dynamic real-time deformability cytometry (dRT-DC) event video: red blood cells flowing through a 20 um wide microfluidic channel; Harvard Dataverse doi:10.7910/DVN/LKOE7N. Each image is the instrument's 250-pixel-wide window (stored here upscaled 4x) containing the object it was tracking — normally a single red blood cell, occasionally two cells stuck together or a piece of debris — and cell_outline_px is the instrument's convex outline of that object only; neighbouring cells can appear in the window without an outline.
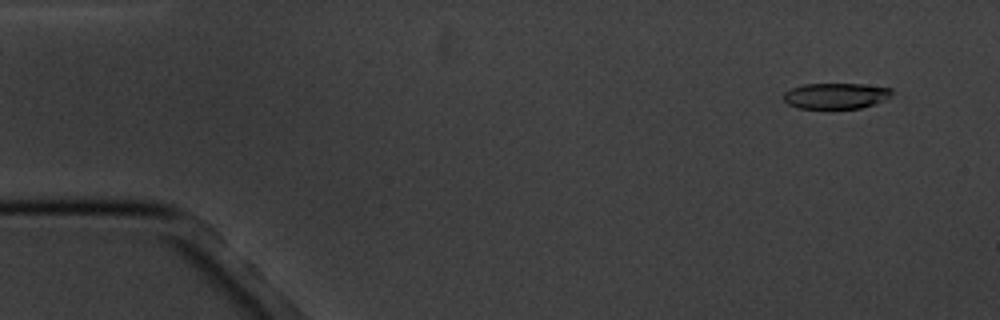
{"species": "common noctule bat (a hibernating species)", "species_latin": "Nyctalus noctula", "temperature_condition": "cold", "stored_images_in_passage": 17, "camera_frame_rate_fps": 3000, "um_per_image_px": 0.085, "animal": {"sex": "male", "body_mass_g": 20.1, "forearm_length_mm": 53.5}, "frame": {"image": 1, "passage_image": 2, "time_ms": 1.0, "image_size_px": [1000, 320], "cell_outline_px": [[892, 92], [888, 100], [876, 104], [860, 108], [800, 108], [788, 104], [784, 100], [784, 92], [792, 88], [804, 84], [860, 84], [892, 88]], "centroid_in_image_um": [71.09, 8.15], "position_along_channel_um": 13.9, "area_um2": 16.3}}
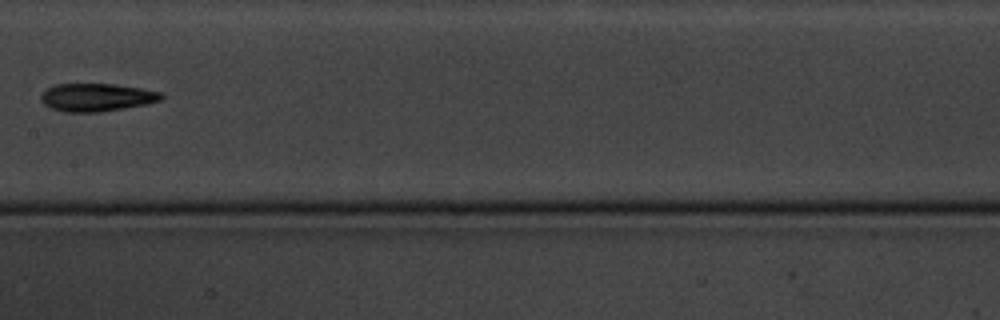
{"frame": {"image": 2, "passage_image": 9, "time_ms": 9.333, "image_size_px": [1000, 320], "cell_outline_px": [[164, 96], [160, 100], [148, 104], [100, 112], [64, 112], [52, 108], [44, 104], [40, 100], [40, 96], [48, 88], [56, 84], [116, 84], [164, 92]], "centroid_in_image_um": [8.25, 8.27], "position_along_channel_um": 199.2, "area_um2": 19.65}}
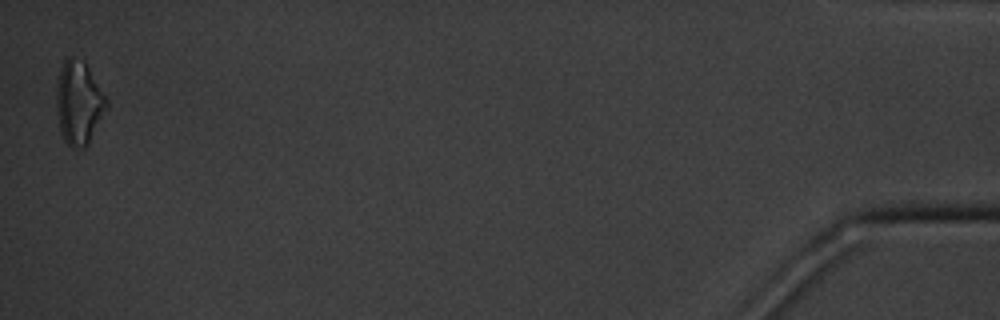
{"frame": {"image": 3, "passage_image": 17, "time_ms": 18.667, "image_size_px": [1000, 320], "cell_outline_px": [[108, 108], [88, 144], [84, 148], [72, 148], [64, 140], [60, 132], [56, 104], [56, 96], [60, 68], [64, 60], [68, 56], [72, 56], [84, 60], [108, 100]], "centroid_in_image_um": [6.71, 8.73], "position_along_channel_um": 428.5, "area_um2": 24.51}, "authors_computed_cell_mechanics": {"area_um2": 18.2648, "velocity_mm_per_s": 3.4588, "shape_relaxation_time_tau1_ms": 6.8633, "shape_relaxation_time_tau2_ms": null, "deformation_change_tau1": 0.1846, "deformation_change_tau2": null}}